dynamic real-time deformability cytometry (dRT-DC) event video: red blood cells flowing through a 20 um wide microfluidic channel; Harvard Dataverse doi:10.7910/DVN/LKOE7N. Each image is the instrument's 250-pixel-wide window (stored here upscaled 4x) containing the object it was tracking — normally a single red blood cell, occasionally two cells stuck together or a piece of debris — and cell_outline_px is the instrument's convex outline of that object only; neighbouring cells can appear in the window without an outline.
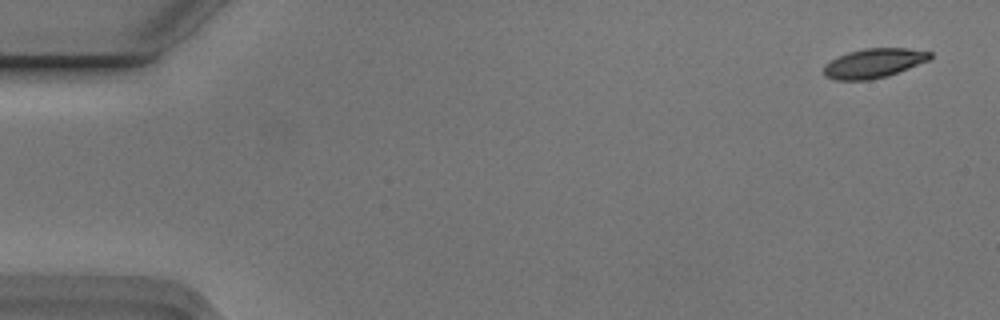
{"species": "Egyptian fruit bat (a non-hibernating species)", "species_latin": "Rousettus aegyptiacus", "temperature_condition": "cold", "stored_images_in_passage": 4, "camera_frame_rate_fps": 3000, "um_per_image_px": 0.085, "animal": {"sex": "male"}, "frame": {"image": 1, "passage_image": 1, "time_ms": 0.0, "image_size_px": [1000, 320], "cell_outline_px": [[932, 56], [928, 60], [888, 76], [868, 80], [836, 80], [824, 76], [824, 64], [848, 52], [864, 48], [908, 48], [932, 52]], "centroid_in_image_um": [74.26, 5.37], "position_along_channel_um": 10.7, "area_um2": 18.09}}
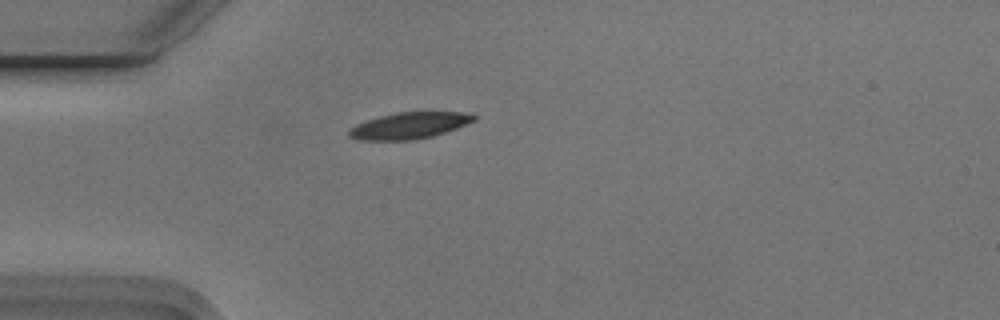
{"frame": {"image": 2, "passage_image": 4, "time_ms": 1.0, "image_size_px": [1000, 320], "cell_outline_px": [[476, 120], [456, 128], [432, 136], [412, 140], [360, 140], [348, 136], [348, 132], [356, 124], [380, 116], [396, 112], [472, 112], [476, 116]], "centroid_in_image_um": [34.82, 10.66], "position_along_channel_um": 50.2, "area_um2": 19.13}}